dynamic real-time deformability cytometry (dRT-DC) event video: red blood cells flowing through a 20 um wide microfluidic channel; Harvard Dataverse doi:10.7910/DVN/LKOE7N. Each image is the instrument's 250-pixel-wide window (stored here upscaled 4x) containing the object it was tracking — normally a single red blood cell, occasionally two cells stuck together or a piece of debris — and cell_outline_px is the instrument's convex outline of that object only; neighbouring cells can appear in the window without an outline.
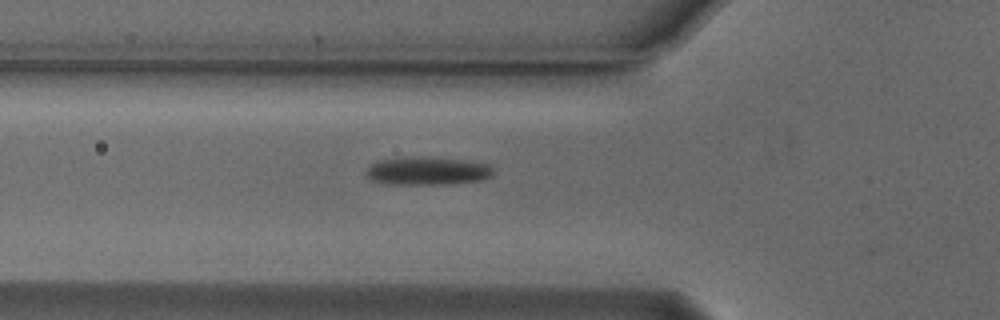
{"species": "Egyptian fruit bat (a non-hibernating species)", "species_latin": "Rousettus aegyptiacus", "temperature_condition": "cold", "stored_images_in_passage": 29, "camera_frame_rate_fps": 3000, "um_per_image_px": 0.085, "animal": {"sex": "male"}, "frame": {"image": 1, "passage_image": 2, "time_ms": 0.333, "image_size_px": [1000, 320], "cell_outline_px": [[492, 176], [484, 180], [448, 184], [384, 184], [372, 180], [364, 172], [376, 160], [400, 156], [404, 156], [464, 160], [488, 164], [492, 168]], "centroid_in_image_um": [36.29, 14.53], "position_along_channel_um": 89.5, "area_um2": 20.98}}
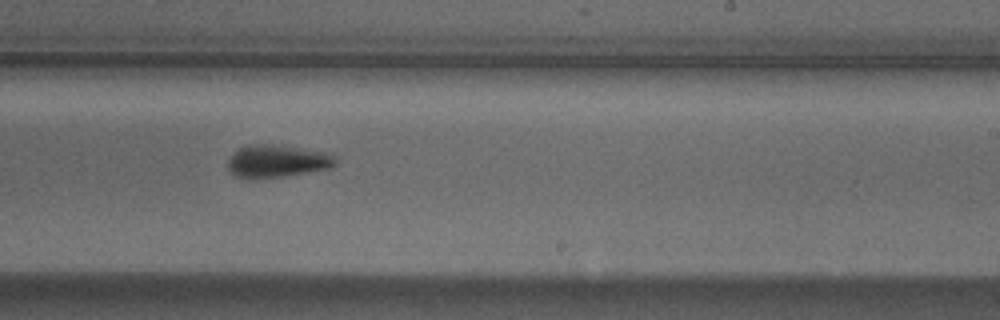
{"frame": {"image": 2, "passage_image": 16, "time_ms": 5.0, "image_size_px": [1000, 320], "cell_outline_px": [[336, 164], [332, 168], [284, 176], [248, 180], [236, 176], [228, 168], [228, 160], [240, 148], [248, 144], [272, 144], [332, 152], [336, 160]], "centroid_in_image_um": [23.59, 13.7], "position_along_channel_um": 265.4, "area_um2": 20.69}}
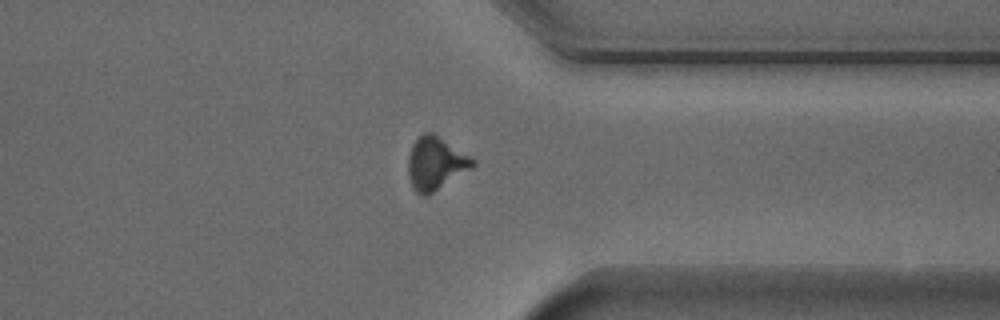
{"frame": {"image": 3, "passage_image": 25, "time_ms": 8.0, "image_size_px": [1000, 320], "cell_outline_px": [[476, 164], [472, 168], [428, 196], [420, 196], [412, 188], [408, 176], [408, 156], [412, 144], [424, 132], [432, 132], [476, 160]], "centroid_in_image_um": [37.01, 13.92], "position_along_channel_um": 374.4, "area_um2": 20.0}}